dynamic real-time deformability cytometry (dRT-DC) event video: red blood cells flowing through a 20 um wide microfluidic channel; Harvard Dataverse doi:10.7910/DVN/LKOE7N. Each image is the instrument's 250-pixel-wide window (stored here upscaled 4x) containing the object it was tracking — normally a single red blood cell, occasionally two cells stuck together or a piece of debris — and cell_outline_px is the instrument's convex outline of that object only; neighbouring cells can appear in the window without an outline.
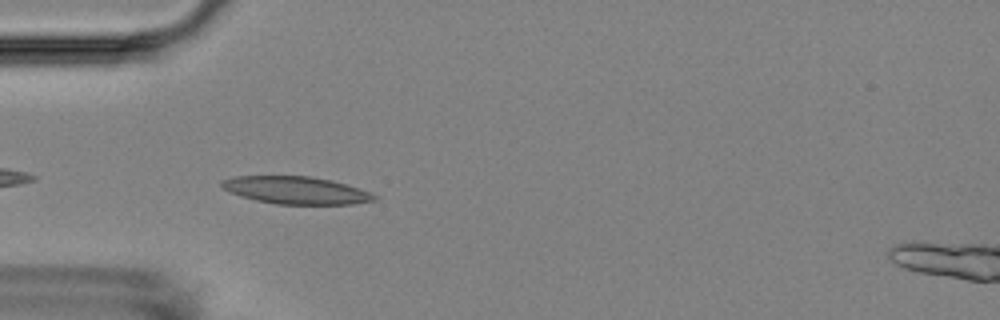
{"species": "Egyptian fruit bat (a non-hibernating species)", "species_latin": "Rousettus aegyptiacus", "temperature_condition": "room temperature", "stored_images_in_passage": 10, "camera_frame_rate_fps": 3000, "um_per_image_px": 0.085, "animal": {"sex": "female"}, "frame": {"image": 1, "passage_image": 4, "time_ms": 3.333, "image_size_px": [1000, 320], "cell_outline_px": [[380, 196], [376, 200], [352, 204], [276, 204], [256, 200], [240, 196], [228, 192], [220, 184], [220, 180], [232, 176], [308, 176], [332, 180]], "centroid_in_image_um": [25.11, 16.17], "position_along_channel_um": 59.9, "area_um2": 24.39}}
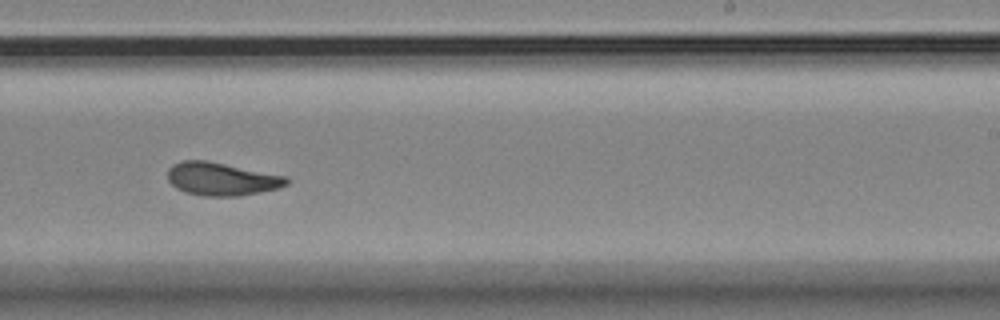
{"frame": {"image": 2, "passage_image": 9, "time_ms": 9.333, "image_size_px": [1000, 320], "cell_outline_px": [[292, 180], [288, 184], [280, 188], [240, 196], [204, 196], [184, 192], [176, 188], [168, 180], [168, 168], [172, 164], [180, 160], [208, 160], [288, 176]], "centroid_in_image_um": [18.87, 15.2], "position_along_channel_um": 270.1, "area_um2": 23.35}}
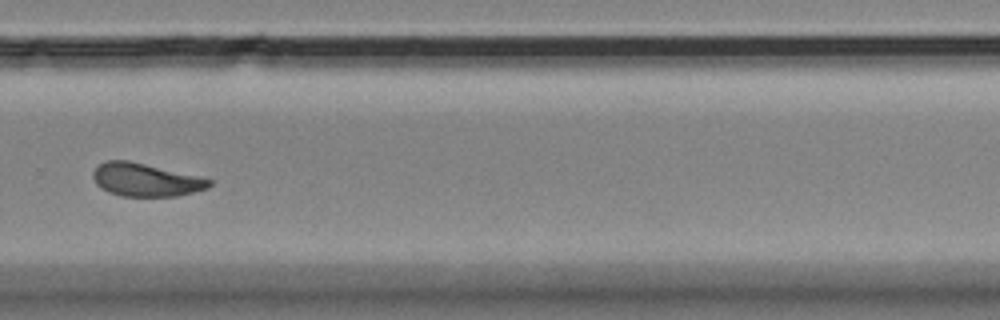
{"frame": {"image": 3, "passage_image": 10, "time_ms": 10.667, "image_size_px": [1000, 320], "cell_outline_px": [[212, 184], [208, 188], [176, 196], [120, 196], [108, 192], [100, 188], [96, 184], [92, 176], [92, 172], [100, 164], [108, 160], [128, 160], [196, 176], [212, 180]], "centroid_in_image_um": [12.33, 15.29], "position_along_channel_um": 317.5, "area_um2": 22.14}}